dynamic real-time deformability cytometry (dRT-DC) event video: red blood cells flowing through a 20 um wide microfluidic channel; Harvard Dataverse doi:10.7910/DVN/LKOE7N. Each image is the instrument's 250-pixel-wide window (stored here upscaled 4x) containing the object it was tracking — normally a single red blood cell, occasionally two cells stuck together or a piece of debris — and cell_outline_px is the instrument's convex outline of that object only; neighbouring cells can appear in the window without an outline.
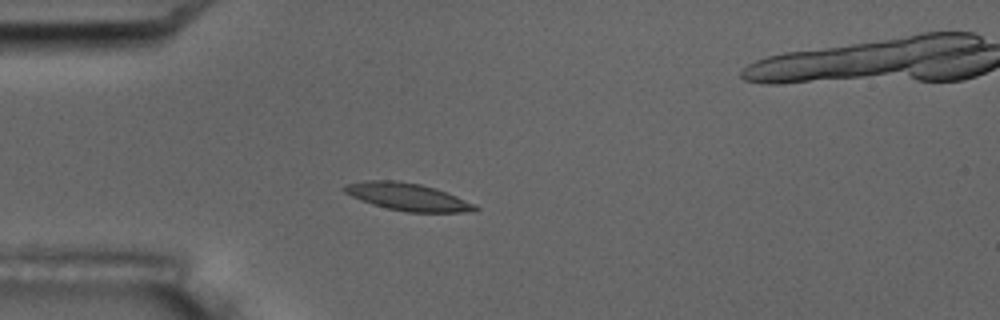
{"species": "common noctule bat (a hibernating species)", "species_latin": "Nyctalus noctula", "temperature_condition": "room temperature", "stored_images_in_passage": 5, "camera_frame_rate_fps": 3000, "um_per_image_px": 0.085, "animal": {"sex": "male", "body_mass_g": 17.5, "forearm_length_mm": 52.3}, "frame": {"image": 1, "passage_image": 4, "time_ms": 3.333, "image_size_px": [1000, 320], "cell_outline_px": [[480, 208], [476, 212], [408, 212], [388, 208], [372, 204], [352, 196], [344, 192], [340, 188], [348, 184], [364, 180], [396, 180], [420, 184], [436, 188], [476, 204]], "centroid_in_image_um": [34.68, 16.73], "position_along_channel_um": 50.3, "area_um2": 20.92}}